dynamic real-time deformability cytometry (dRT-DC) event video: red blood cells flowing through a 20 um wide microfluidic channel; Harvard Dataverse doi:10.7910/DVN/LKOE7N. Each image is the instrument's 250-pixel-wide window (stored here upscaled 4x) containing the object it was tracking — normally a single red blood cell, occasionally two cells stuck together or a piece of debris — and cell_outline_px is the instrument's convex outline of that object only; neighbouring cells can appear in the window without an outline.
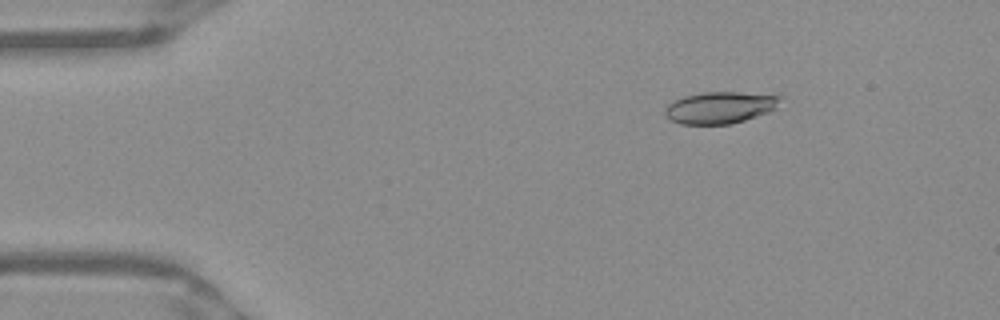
{"species": "Egyptian fruit bat (a non-hibernating species)", "species_latin": "Rousettus aegyptiacus", "temperature_condition": "warm", "stored_images_in_passage": 46, "camera_frame_rate_fps": 3000, "um_per_image_px": 0.085, "frame": {"image": 1, "passage_image": 2, "time_ms": 0.333, "image_size_px": [1000, 320], "cell_outline_px": [[784, 96], [776, 108], [768, 112], [732, 124], [680, 124], [664, 116], [664, 108], [672, 100], [684, 96], [700, 92], [736, 92]], "centroid_in_image_um": [61.17, 9.14], "position_along_channel_um": 23.8, "area_um2": 21.5}}
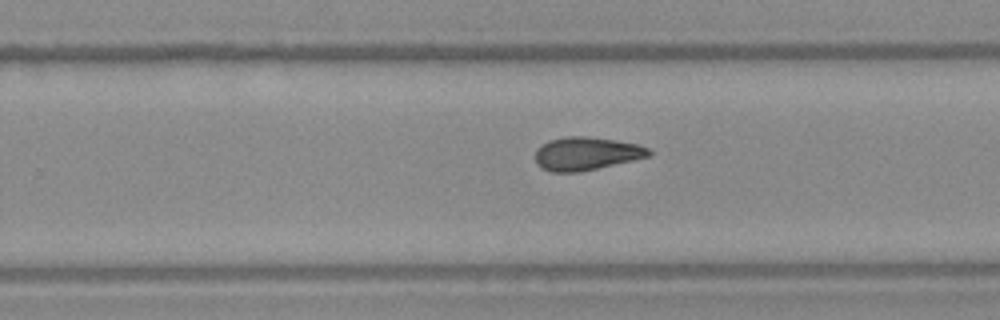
{"frame": {"image": 2, "passage_image": 27, "time_ms": 8.667, "image_size_px": [1000, 320], "cell_outline_px": [[652, 152], [648, 156], [632, 160], [580, 172], [552, 172], [540, 168], [536, 164], [536, 148], [548, 140], [568, 136], [584, 136], [616, 140], [636, 144], [648, 148]], "centroid_in_image_um": [49.78, 13.06], "position_along_channel_um": 280.0, "area_um2": 21.85}}
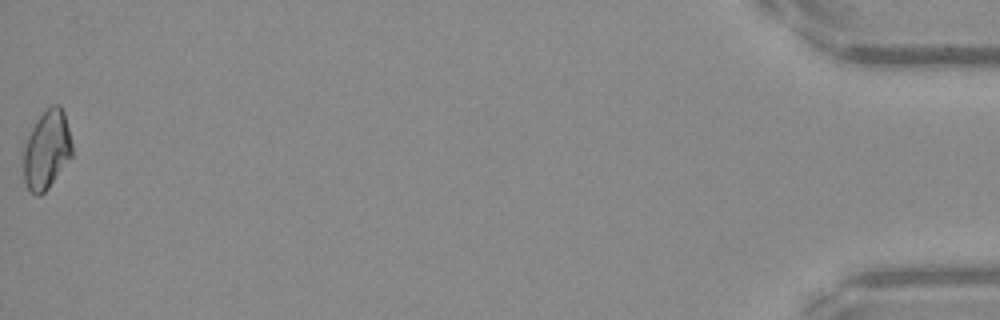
{"frame": {"image": 3, "passage_image": 46, "time_ms": 15.0, "image_size_px": [1000, 320], "cell_outline_px": [[72, 156], [48, 188], [40, 196], [36, 196], [28, 192], [24, 180], [24, 148], [28, 136], [36, 120], [52, 104], [60, 104], [64, 112], [72, 144]], "centroid_in_image_um": [3.97, 12.76], "position_along_channel_um": 431.2, "area_um2": 22.2}, "authors_computed_cell_mechanics": {"area_um2": 21.8484, "velocity_mm_per_s": 3.9528, "shape_relaxation_time_tau1_ms": null, "shape_relaxation_time_tau2_ms": 5.1712, "deformation_change_tau1": null, "deformation_change_tau2": 0.1064}}